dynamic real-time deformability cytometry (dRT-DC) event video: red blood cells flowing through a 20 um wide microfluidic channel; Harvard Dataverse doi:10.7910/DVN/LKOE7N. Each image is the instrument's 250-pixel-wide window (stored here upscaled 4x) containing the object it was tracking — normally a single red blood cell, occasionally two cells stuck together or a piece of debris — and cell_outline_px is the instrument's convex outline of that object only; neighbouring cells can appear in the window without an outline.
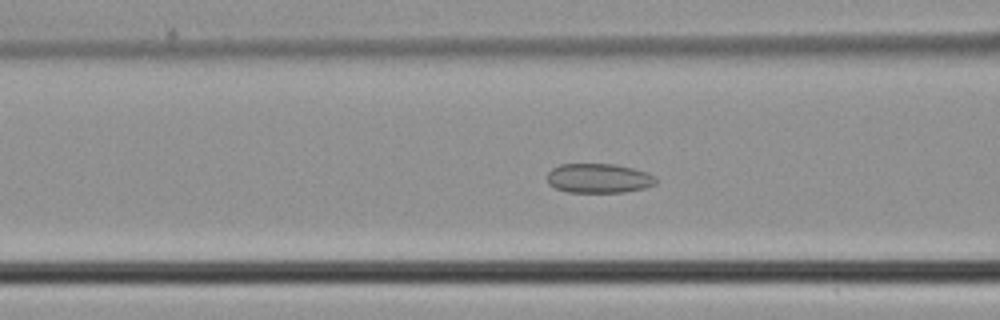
{"species": "common noctule bat (a hibernating species)", "species_latin": "Nyctalus noctula", "temperature_condition": "cold", "stored_images_in_passage": 49, "camera_frame_rate_fps": 3000, "um_per_image_px": 0.085, "animal": {"sex": "male", "body_mass_g": 21.5, "forearm_length_mm": 52.0}, "frame": {"image": 1, "passage_image": 20, "time_ms": 6.333, "image_size_px": [1000, 320], "cell_outline_px": [[656, 184], [644, 188], [624, 192], [568, 192], [556, 188], [548, 184], [548, 172], [552, 168], [560, 164], [616, 164], [648, 172], [656, 176]], "centroid_in_image_um": [50.91, 15.15], "position_along_channel_um": 115.7, "area_um2": 18.73}}
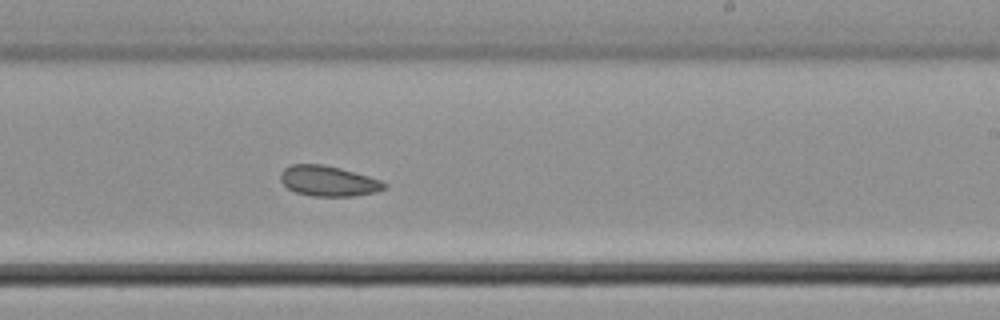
{"frame": {"image": 2, "passage_image": 30, "time_ms": 9.667, "image_size_px": [1000, 320], "cell_outline_px": [[388, 188], [376, 192], [352, 196], [312, 196], [296, 192], [288, 188], [280, 180], [280, 172], [284, 168], [292, 164], [324, 164], [340, 168], [368, 176], [380, 180], [388, 184]], "centroid_in_image_um": [27.92, 15.38], "position_along_channel_um": 261.1, "area_um2": 18.44}}
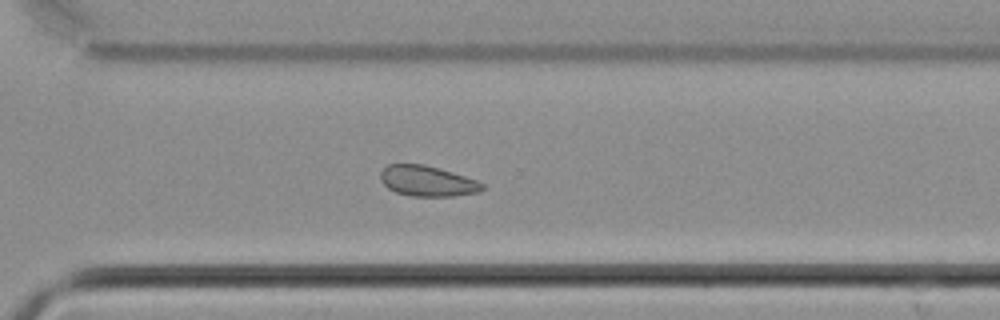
{"frame": {"image": 3, "passage_image": 35, "time_ms": 11.333, "image_size_px": [1000, 320], "cell_outline_px": [[484, 188], [476, 192], [456, 196], [412, 196], [396, 192], [388, 188], [380, 180], [380, 172], [388, 164], [424, 164], [452, 172], [476, 180], [484, 184]], "centroid_in_image_um": [36.3, 15.39], "position_along_channel_um": 334.3, "area_um2": 17.98}}